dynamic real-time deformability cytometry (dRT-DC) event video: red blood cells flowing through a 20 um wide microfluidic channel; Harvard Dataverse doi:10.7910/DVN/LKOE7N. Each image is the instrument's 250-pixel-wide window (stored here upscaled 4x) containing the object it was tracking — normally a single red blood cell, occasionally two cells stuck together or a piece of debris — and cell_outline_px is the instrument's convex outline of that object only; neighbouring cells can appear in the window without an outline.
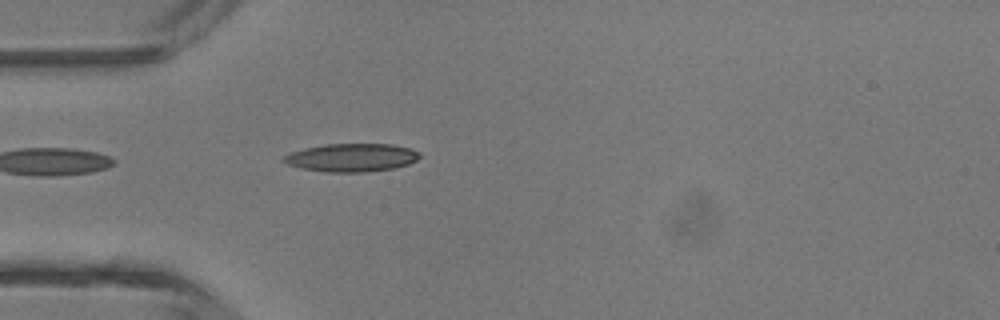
{"species": "common noctule bat (a hibernating species)", "species_latin": "Nyctalus noctula", "temperature_condition": "room temperature", "stored_images_in_passage": 4, "camera_frame_rate_fps": 3000, "um_per_image_px": 0.085, "animal": {"sex": "male", "body_mass_g": 13.3}, "frame": {"image": 1, "passage_image": 4, "time_ms": 1.0, "image_size_px": [1000, 320], "cell_outline_px": [[420, 156], [416, 160], [408, 164], [396, 168], [364, 172], [324, 172], [300, 168], [288, 164], [280, 160], [288, 152], [304, 148], [324, 144], [392, 144], [412, 148], [420, 152]], "centroid_in_image_um": [29.87, 13.39], "position_along_channel_um": 55.1, "area_um2": 22.6}}